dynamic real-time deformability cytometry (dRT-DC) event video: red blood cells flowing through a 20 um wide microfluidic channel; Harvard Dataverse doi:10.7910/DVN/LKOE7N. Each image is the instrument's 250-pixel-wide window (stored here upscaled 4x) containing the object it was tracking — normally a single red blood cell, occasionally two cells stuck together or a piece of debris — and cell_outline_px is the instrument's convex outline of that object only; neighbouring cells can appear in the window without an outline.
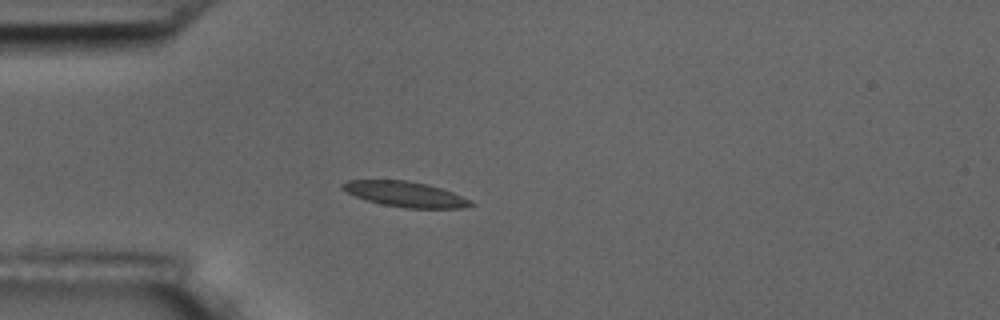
{"species": "common noctule bat (a hibernating species)", "species_latin": "Nyctalus noctula", "temperature_condition": "room temperature", "stored_images_in_passage": 6, "camera_frame_rate_fps": 3000, "um_per_image_px": 0.085, "animal": {"sex": "male", "body_mass_g": 17.5, "forearm_length_mm": 52.3}, "frame": {"image": 1, "passage_image": 5, "time_ms": 4.667, "image_size_px": [1000, 320], "cell_outline_px": [[476, 204], [460, 208], [404, 208], [384, 204], [368, 200], [356, 196], [340, 188], [340, 184], [348, 180], [408, 180], [428, 184], [452, 192], [472, 200]], "centroid_in_image_um": [34.47, 16.5], "position_along_channel_um": 50.5, "area_um2": 18.84}}